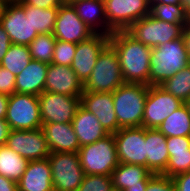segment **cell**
Here are the masks:
<instances>
[{
  "label": "cell",
  "instance_id": "obj_1",
  "mask_svg": "<svg viewBox=\"0 0 190 191\" xmlns=\"http://www.w3.org/2000/svg\"><path fill=\"white\" fill-rule=\"evenodd\" d=\"M109 44L119 58L125 83H139L149 86L150 55L152 48L134 39L126 31H114Z\"/></svg>",
  "mask_w": 190,
  "mask_h": 191
},
{
  "label": "cell",
  "instance_id": "obj_2",
  "mask_svg": "<svg viewBox=\"0 0 190 191\" xmlns=\"http://www.w3.org/2000/svg\"><path fill=\"white\" fill-rule=\"evenodd\" d=\"M189 64L190 59L183 37L152 48L149 86L161 85Z\"/></svg>",
  "mask_w": 190,
  "mask_h": 191
},
{
  "label": "cell",
  "instance_id": "obj_3",
  "mask_svg": "<svg viewBox=\"0 0 190 191\" xmlns=\"http://www.w3.org/2000/svg\"><path fill=\"white\" fill-rule=\"evenodd\" d=\"M148 89L149 86L145 84L124 83L112 92L120 129L142 126Z\"/></svg>",
  "mask_w": 190,
  "mask_h": 191
},
{
  "label": "cell",
  "instance_id": "obj_4",
  "mask_svg": "<svg viewBox=\"0 0 190 191\" xmlns=\"http://www.w3.org/2000/svg\"><path fill=\"white\" fill-rule=\"evenodd\" d=\"M78 156L84 175L110 176L119 164L113 134L80 147Z\"/></svg>",
  "mask_w": 190,
  "mask_h": 191
},
{
  "label": "cell",
  "instance_id": "obj_5",
  "mask_svg": "<svg viewBox=\"0 0 190 191\" xmlns=\"http://www.w3.org/2000/svg\"><path fill=\"white\" fill-rule=\"evenodd\" d=\"M124 79L115 49L108 43L99 53L84 92H114L124 84Z\"/></svg>",
  "mask_w": 190,
  "mask_h": 191
},
{
  "label": "cell",
  "instance_id": "obj_6",
  "mask_svg": "<svg viewBox=\"0 0 190 191\" xmlns=\"http://www.w3.org/2000/svg\"><path fill=\"white\" fill-rule=\"evenodd\" d=\"M184 27L161 21L149 14L132 23L125 31L142 44L155 48L182 37Z\"/></svg>",
  "mask_w": 190,
  "mask_h": 191
},
{
  "label": "cell",
  "instance_id": "obj_7",
  "mask_svg": "<svg viewBox=\"0 0 190 191\" xmlns=\"http://www.w3.org/2000/svg\"><path fill=\"white\" fill-rule=\"evenodd\" d=\"M48 159L54 191H76L84 177L78 152H51Z\"/></svg>",
  "mask_w": 190,
  "mask_h": 191
},
{
  "label": "cell",
  "instance_id": "obj_8",
  "mask_svg": "<svg viewBox=\"0 0 190 191\" xmlns=\"http://www.w3.org/2000/svg\"><path fill=\"white\" fill-rule=\"evenodd\" d=\"M5 120L11 130L42 128L38 96L21 93L10 95Z\"/></svg>",
  "mask_w": 190,
  "mask_h": 191
},
{
  "label": "cell",
  "instance_id": "obj_9",
  "mask_svg": "<svg viewBox=\"0 0 190 191\" xmlns=\"http://www.w3.org/2000/svg\"><path fill=\"white\" fill-rule=\"evenodd\" d=\"M108 21V35L125 31L132 23L150 14L146 0H103Z\"/></svg>",
  "mask_w": 190,
  "mask_h": 191
},
{
  "label": "cell",
  "instance_id": "obj_10",
  "mask_svg": "<svg viewBox=\"0 0 190 191\" xmlns=\"http://www.w3.org/2000/svg\"><path fill=\"white\" fill-rule=\"evenodd\" d=\"M184 103L160 85L149 86L145 100L142 127L158 128L162 122Z\"/></svg>",
  "mask_w": 190,
  "mask_h": 191
},
{
  "label": "cell",
  "instance_id": "obj_11",
  "mask_svg": "<svg viewBox=\"0 0 190 191\" xmlns=\"http://www.w3.org/2000/svg\"><path fill=\"white\" fill-rule=\"evenodd\" d=\"M0 24L12 44L28 46L39 35L33 30L29 16H25L24 8L16 0L0 8Z\"/></svg>",
  "mask_w": 190,
  "mask_h": 191
},
{
  "label": "cell",
  "instance_id": "obj_12",
  "mask_svg": "<svg viewBox=\"0 0 190 191\" xmlns=\"http://www.w3.org/2000/svg\"><path fill=\"white\" fill-rule=\"evenodd\" d=\"M42 123H72L80 96L46 92L38 96Z\"/></svg>",
  "mask_w": 190,
  "mask_h": 191
},
{
  "label": "cell",
  "instance_id": "obj_13",
  "mask_svg": "<svg viewBox=\"0 0 190 191\" xmlns=\"http://www.w3.org/2000/svg\"><path fill=\"white\" fill-rule=\"evenodd\" d=\"M119 163L137 164L146 167L145 128H121L113 134Z\"/></svg>",
  "mask_w": 190,
  "mask_h": 191
},
{
  "label": "cell",
  "instance_id": "obj_14",
  "mask_svg": "<svg viewBox=\"0 0 190 191\" xmlns=\"http://www.w3.org/2000/svg\"><path fill=\"white\" fill-rule=\"evenodd\" d=\"M6 145L29 161L48 158L51 153L42 128L11 130Z\"/></svg>",
  "mask_w": 190,
  "mask_h": 191
},
{
  "label": "cell",
  "instance_id": "obj_15",
  "mask_svg": "<svg viewBox=\"0 0 190 191\" xmlns=\"http://www.w3.org/2000/svg\"><path fill=\"white\" fill-rule=\"evenodd\" d=\"M52 34L57 40L77 44L95 33L78 17L73 6L66 2L59 7Z\"/></svg>",
  "mask_w": 190,
  "mask_h": 191
},
{
  "label": "cell",
  "instance_id": "obj_16",
  "mask_svg": "<svg viewBox=\"0 0 190 191\" xmlns=\"http://www.w3.org/2000/svg\"><path fill=\"white\" fill-rule=\"evenodd\" d=\"M107 34H94L88 40L77 43L76 52L71 64L79 80L83 83L89 79L99 53L109 43Z\"/></svg>",
  "mask_w": 190,
  "mask_h": 191
},
{
  "label": "cell",
  "instance_id": "obj_17",
  "mask_svg": "<svg viewBox=\"0 0 190 191\" xmlns=\"http://www.w3.org/2000/svg\"><path fill=\"white\" fill-rule=\"evenodd\" d=\"M80 105L91 112L109 134H114L120 129L114 111L112 92H83Z\"/></svg>",
  "mask_w": 190,
  "mask_h": 191
},
{
  "label": "cell",
  "instance_id": "obj_18",
  "mask_svg": "<svg viewBox=\"0 0 190 191\" xmlns=\"http://www.w3.org/2000/svg\"><path fill=\"white\" fill-rule=\"evenodd\" d=\"M45 91L67 96H81L84 85L71 67L51 63L47 68Z\"/></svg>",
  "mask_w": 190,
  "mask_h": 191
},
{
  "label": "cell",
  "instance_id": "obj_19",
  "mask_svg": "<svg viewBox=\"0 0 190 191\" xmlns=\"http://www.w3.org/2000/svg\"><path fill=\"white\" fill-rule=\"evenodd\" d=\"M18 183V191H54L49 159L29 161Z\"/></svg>",
  "mask_w": 190,
  "mask_h": 191
},
{
  "label": "cell",
  "instance_id": "obj_20",
  "mask_svg": "<svg viewBox=\"0 0 190 191\" xmlns=\"http://www.w3.org/2000/svg\"><path fill=\"white\" fill-rule=\"evenodd\" d=\"M50 152H78L80 143L72 123H44L42 125Z\"/></svg>",
  "mask_w": 190,
  "mask_h": 191
},
{
  "label": "cell",
  "instance_id": "obj_21",
  "mask_svg": "<svg viewBox=\"0 0 190 191\" xmlns=\"http://www.w3.org/2000/svg\"><path fill=\"white\" fill-rule=\"evenodd\" d=\"M167 137L157 128H145L146 167L154 174H162L169 160Z\"/></svg>",
  "mask_w": 190,
  "mask_h": 191
},
{
  "label": "cell",
  "instance_id": "obj_22",
  "mask_svg": "<svg viewBox=\"0 0 190 191\" xmlns=\"http://www.w3.org/2000/svg\"><path fill=\"white\" fill-rule=\"evenodd\" d=\"M69 3L90 30L95 34L108 35V21L103 0H71Z\"/></svg>",
  "mask_w": 190,
  "mask_h": 191
},
{
  "label": "cell",
  "instance_id": "obj_23",
  "mask_svg": "<svg viewBox=\"0 0 190 191\" xmlns=\"http://www.w3.org/2000/svg\"><path fill=\"white\" fill-rule=\"evenodd\" d=\"M47 63L32 59L16 76V93L39 96L45 91Z\"/></svg>",
  "mask_w": 190,
  "mask_h": 191
},
{
  "label": "cell",
  "instance_id": "obj_24",
  "mask_svg": "<svg viewBox=\"0 0 190 191\" xmlns=\"http://www.w3.org/2000/svg\"><path fill=\"white\" fill-rule=\"evenodd\" d=\"M72 125L80 143V147L94 143L109 134L102 127L99 120L81 105L76 111L72 120Z\"/></svg>",
  "mask_w": 190,
  "mask_h": 191
},
{
  "label": "cell",
  "instance_id": "obj_25",
  "mask_svg": "<svg viewBox=\"0 0 190 191\" xmlns=\"http://www.w3.org/2000/svg\"><path fill=\"white\" fill-rule=\"evenodd\" d=\"M153 175L143 165L119 163L110 176L112 187L124 191L134 185L147 184Z\"/></svg>",
  "mask_w": 190,
  "mask_h": 191
},
{
  "label": "cell",
  "instance_id": "obj_26",
  "mask_svg": "<svg viewBox=\"0 0 190 191\" xmlns=\"http://www.w3.org/2000/svg\"><path fill=\"white\" fill-rule=\"evenodd\" d=\"M28 163V159L20 156L7 145L0 146V175L18 182Z\"/></svg>",
  "mask_w": 190,
  "mask_h": 191
},
{
  "label": "cell",
  "instance_id": "obj_27",
  "mask_svg": "<svg viewBox=\"0 0 190 191\" xmlns=\"http://www.w3.org/2000/svg\"><path fill=\"white\" fill-rule=\"evenodd\" d=\"M16 1L24 8L25 16H29L33 30L38 34L53 33L59 8L40 9L31 5L22 4L19 0Z\"/></svg>",
  "mask_w": 190,
  "mask_h": 191
},
{
  "label": "cell",
  "instance_id": "obj_28",
  "mask_svg": "<svg viewBox=\"0 0 190 191\" xmlns=\"http://www.w3.org/2000/svg\"><path fill=\"white\" fill-rule=\"evenodd\" d=\"M166 137L190 136V111L183 104L157 128Z\"/></svg>",
  "mask_w": 190,
  "mask_h": 191
},
{
  "label": "cell",
  "instance_id": "obj_29",
  "mask_svg": "<svg viewBox=\"0 0 190 191\" xmlns=\"http://www.w3.org/2000/svg\"><path fill=\"white\" fill-rule=\"evenodd\" d=\"M31 60L32 57L27 45L11 44L0 66L17 76L26 68Z\"/></svg>",
  "mask_w": 190,
  "mask_h": 191
},
{
  "label": "cell",
  "instance_id": "obj_30",
  "mask_svg": "<svg viewBox=\"0 0 190 191\" xmlns=\"http://www.w3.org/2000/svg\"><path fill=\"white\" fill-rule=\"evenodd\" d=\"M160 86L185 103L190 98V64L166 79Z\"/></svg>",
  "mask_w": 190,
  "mask_h": 191
},
{
  "label": "cell",
  "instance_id": "obj_31",
  "mask_svg": "<svg viewBox=\"0 0 190 191\" xmlns=\"http://www.w3.org/2000/svg\"><path fill=\"white\" fill-rule=\"evenodd\" d=\"M150 14L170 24L186 25L190 21L182 4H154L150 7Z\"/></svg>",
  "mask_w": 190,
  "mask_h": 191
},
{
  "label": "cell",
  "instance_id": "obj_32",
  "mask_svg": "<svg viewBox=\"0 0 190 191\" xmlns=\"http://www.w3.org/2000/svg\"><path fill=\"white\" fill-rule=\"evenodd\" d=\"M56 38L52 33L39 34L29 45L31 57L34 60L51 64L54 55Z\"/></svg>",
  "mask_w": 190,
  "mask_h": 191
},
{
  "label": "cell",
  "instance_id": "obj_33",
  "mask_svg": "<svg viewBox=\"0 0 190 191\" xmlns=\"http://www.w3.org/2000/svg\"><path fill=\"white\" fill-rule=\"evenodd\" d=\"M190 171V150L187 152L173 153L169 156L166 170L162 175L173 178L174 176Z\"/></svg>",
  "mask_w": 190,
  "mask_h": 191
},
{
  "label": "cell",
  "instance_id": "obj_34",
  "mask_svg": "<svg viewBox=\"0 0 190 191\" xmlns=\"http://www.w3.org/2000/svg\"><path fill=\"white\" fill-rule=\"evenodd\" d=\"M76 43L56 40L52 63L70 67L76 52Z\"/></svg>",
  "mask_w": 190,
  "mask_h": 191
},
{
  "label": "cell",
  "instance_id": "obj_35",
  "mask_svg": "<svg viewBox=\"0 0 190 191\" xmlns=\"http://www.w3.org/2000/svg\"><path fill=\"white\" fill-rule=\"evenodd\" d=\"M112 188L111 176L84 175L76 191H109Z\"/></svg>",
  "mask_w": 190,
  "mask_h": 191
},
{
  "label": "cell",
  "instance_id": "obj_36",
  "mask_svg": "<svg viewBox=\"0 0 190 191\" xmlns=\"http://www.w3.org/2000/svg\"><path fill=\"white\" fill-rule=\"evenodd\" d=\"M146 191H176V188L172 178L162 174H154L148 180Z\"/></svg>",
  "mask_w": 190,
  "mask_h": 191
},
{
  "label": "cell",
  "instance_id": "obj_37",
  "mask_svg": "<svg viewBox=\"0 0 190 191\" xmlns=\"http://www.w3.org/2000/svg\"><path fill=\"white\" fill-rule=\"evenodd\" d=\"M16 76L6 68L0 66V93L12 95L16 93Z\"/></svg>",
  "mask_w": 190,
  "mask_h": 191
},
{
  "label": "cell",
  "instance_id": "obj_38",
  "mask_svg": "<svg viewBox=\"0 0 190 191\" xmlns=\"http://www.w3.org/2000/svg\"><path fill=\"white\" fill-rule=\"evenodd\" d=\"M166 142L169 156L190 150V136L167 137Z\"/></svg>",
  "mask_w": 190,
  "mask_h": 191
},
{
  "label": "cell",
  "instance_id": "obj_39",
  "mask_svg": "<svg viewBox=\"0 0 190 191\" xmlns=\"http://www.w3.org/2000/svg\"><path fill=\"white\" fill-rule=\"evenodd\" d=\"M22 4L31 5L40 9L59 8L67 0H19Z\"/></svg>",
  "mask_w": 190,
  "mask_h": 191
},
{
  "label": "cell",
  "instance_id": "obj_40",
  "mask_svg": "<svg viewBox=\"0 0 190 191\" xmlns=\"http://www.w3.org/2000/svg\"><path fill=\"white\" fill-rule=\"evenodd\" d=\"M176 191H190V171L180 173L173 178Z\"/></svg>",
  "mask_w": 190,
  "mask_h": 191
},
{
  "label": "cell",
  "instance_id": "obj_41",
  "mask_svg": "<svg viewBox=\"0 0 190 191\" xmlns=\"http://www.w3.org/2000/svg\"><path fill=\"white\" fill-rule=\"evenodd\" d=\"M11 44L12 43L10 41L9 35L0 24V63L2 62V59L7 53Z\"/></svg>",
  "mask_w": 190,
  "mask_h": 191
},
{
  "label": "cell",
  "instance_id": "obj_42",
  "mask_svg": "<svg viewBox=\"0 0 190 191\" xmlns=\"http://www.w3.org/2000/svg\"><path fill=\"white\" fill-rule=\"evenodd\" d=\"M0 191H18V183L0 175Z\"/></svg>",
  "mask_w": 190,
  "mask_h": 191
},
{
  "label": "cell",
  "instance_id": "obj_43",
  "mask_svg": "<svg viewBox=\"0 0 190 191\" xmlns=\"http://www.w3.org/2000/svg\"><path fill=\"white\" fill-rule=\"evenodd\" d=\"M11 129L5 119H0V146L6 145Z\"/></svg>",
  "mask_w": 190,
  "mask_h": 191
},
{
  "label": "cell",
  "instance_id": "obj_44",
  "mask_svg": "<svg viewBox=\"0 0 190 191\" xmlns=\"http://www.w3.org/2000/svg\"><path fill=\"white\" fill-rule=\"evenodd\" d=\"M182 37L184 39L185 47L190 59V21L183 28Z\"/></svg>",
  "mask_w": 190,
  "mask_h": 191
},
{
  "label": "cell",
  "instance_id": "obj_45",
  "mask_svg": "<svg viewBox=\"0 0 190 191\" xmlns=\"http://www.w3.org/2000/svg\"><path fill=\"white\" fill-rule=\"evenodd\" d=\"M9 96L0 93V119H5Z\"/></svg>",
  "mask_w": 190,
  "mask_h": 191
},
{
  "label": "cell",
  "instance_id": "obj_46",
  "mask_svg": "<svg viewBox=\"0 0 190 191\" xmlns=\"http://www.w3.org/2000/svg\"><path fill=\"white\" fill-rule=\"evenodd\" d=\"M154 4H181V0H152L149 5L150 7Z\"/></svg>",
  "mask_w": 190,
  "mask_h": 191
},
{
  "label": "cell",
  "instance_id": "obj_47",
  "mask_svg": "<svg viewBox=\"0 0 190 191\" xmlns=\"http://www.w3.org/2000/svg\"><path fill=\"white\" fill-rule=\"evenodd\" d=\"M147 184L134 185L126 188L124 191H146Z\"/></svg>",
  "mask_w": 190,
  "mask_h": 191
},
{
  "label": "cell",
  "instance_id": "obj_48",
  "mask_svg": "<svg viewBox=\"0 0 190 191\" xmlns=\"http://www.w3.org/2000/svg\"><path fill=\"white\" fill-rule=\"evenodd\" d=\"M181 4L186 13L190 16V0H181Z\"/></svg>",
  "mask_w": 190,
  "mask_h": 191
},
{
  "label": "cell",
  "instance_id": "obj_49",
  "mask_svg": "<svg viewBox=\"0 0 190 191\" xmlns=\"http://www.w3.org/2000/svg\"><path fill=\"white\" fill-rule=\"evenodd\" d=\"M11 0H0V8L9 3Z\"/></svg>",
  "mask_w": 190,
  "mask_h": 191
},
{
  "label": "cell",
  "instance_id": "obj_50",
  "mask_svg": "<svg viewBox=\"0 0 190 191\" xmlns=\"http://www.w3.org/2000/svg\"><path fill=\"white\" fill-rule=\"evenodd\" d=\"M190 111V98L184 103Z\"/></svg>",
  "mask_w": 190,
  "mask_h": 191
},
{
  "label": "cell",
  "instance_id": "obj_51",
  "mask_svg": "<svg viewBox=\"0 0 190 191\" xmlns=\"http://www.w3.org/2000/svg\"><path fill=\"white\" fill-rule=\"evenodd\" d=\"M109 191H122V190H120V189H116V188H111Z\"/></svg>",
  "mask_w": 190,
  "mask_h": 191
}]
</instances>
